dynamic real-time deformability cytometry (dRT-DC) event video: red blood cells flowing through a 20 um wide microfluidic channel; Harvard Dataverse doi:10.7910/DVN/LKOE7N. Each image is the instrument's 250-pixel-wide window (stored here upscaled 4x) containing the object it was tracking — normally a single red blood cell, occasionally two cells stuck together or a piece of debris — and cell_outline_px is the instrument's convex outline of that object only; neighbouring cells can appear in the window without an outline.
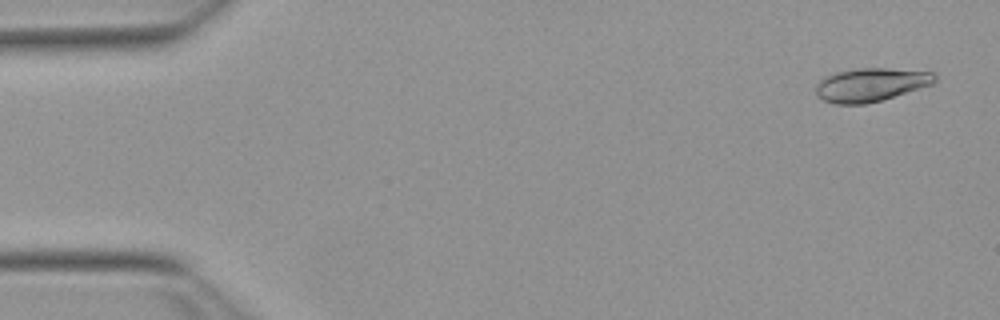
{"species": "Egyptian fruit bat (a non-hibernating species)", "species_latin": "Rousettus aegyptiacus", "temperature_condition": "warm", "stored_images_in_passage": 53, "camera_frame_rate_fps": 3000, "um_per_image_px": 0.085, "animal": {"sex": "female"}, "frame": {"image": 1, "passage_image": 2, "time_ms": 0.333, "image_size_px": [1000, 320], "cell_outline_px": [[936, 80], [932, 84], [920, 88], [880, 100], [864, 104], [836, 104], [824, 100], [816, 96], [816, 84], [824, 76], [836, 72], [860, 68], [888, 68], [932, 72], [936, 76]], "centroid_in_image_um": [73.98, 7.19], "position_along_channel_um": 11.0, "area_um2": 23.0}}
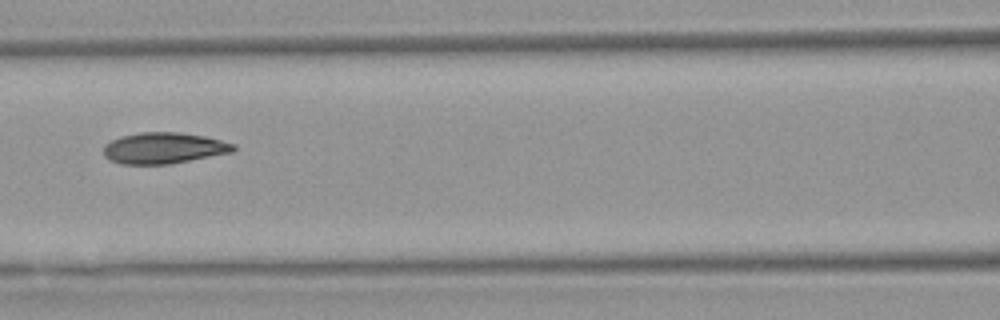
{"frame": {"image": 2, "passage_image": 23, "time_ms": 7.333, "image_size_px": [1000, 320], "cell_outline_px": [[236, 148], [232, 152], [168, 164], [120, 164], [108, 160], [104, 156], [104, 144], [120, 136], [140, 132], [176, 132], [204, 136], [236, 144]], "centroid_in_image_um": [13.88, 12.58], "position_along_channel_um": 152.7, "area_um2": 23.52}}
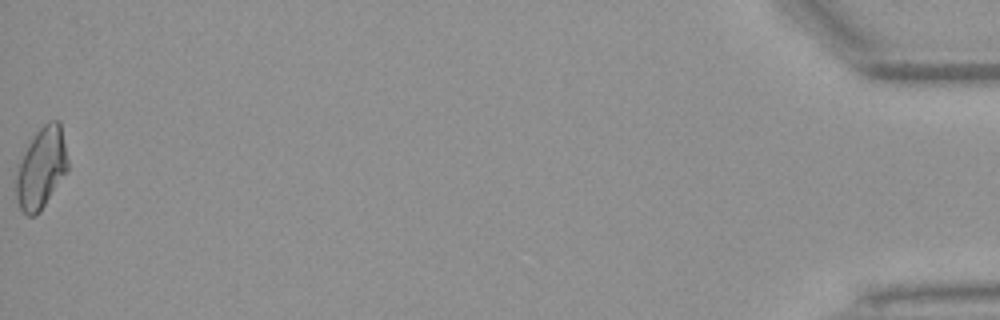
{"frame": {"image": 3, "passage_image": 53, "time_ms": 17.333, "image_size_px": [1000, 320], "cell_outline_px": [[68, 172], [40, 212], [32, 216], [28, 216], [20, 208], [16, 200], [16, 164], [28, 144], [36, 132], [48, 120], [60, 120], [68, 160]], "centroid_in_image_um": [3.51, 14.29], "position_along_channel_um": 431.7, "area_um2": 24.85}, "authors_computed_cell_mechanics": {"area_um2": 23.1778, "velocity_mm_per_s": 3.8262, "shape_relaxation_time_tau1_ms": 6.837, "shape_relaxation_time_tau2_ms": 2.0436, "deformation_change_tau1": 0.1757, "deformation_change_tau2": 0.077}}